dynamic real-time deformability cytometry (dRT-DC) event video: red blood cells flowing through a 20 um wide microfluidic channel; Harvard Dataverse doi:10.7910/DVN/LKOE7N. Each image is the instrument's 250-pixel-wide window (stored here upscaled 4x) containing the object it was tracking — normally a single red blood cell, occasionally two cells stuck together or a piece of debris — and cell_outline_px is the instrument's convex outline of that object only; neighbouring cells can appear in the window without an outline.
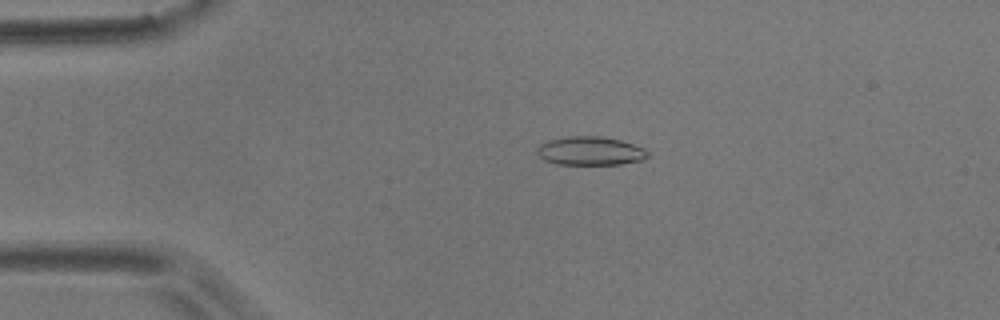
{"species": "common noctule bat (a hibernating species)", "species_latin": "Nyctalus noctula", "temperature_condition": "room temperature", "stored_images_in_passage": 16, "camera_frame_rate_fps": 3000, "um_per_image_px": 0.085, "animal": {"sex": "male", "body_mass_g": 17.9}, "frame": {"image": 1, "passage_image": 7, "time_ms": 2.0, "image_size_px": [1000, 320], "cell_outline_px": [[648, 156], [640, 160], [620, 164], [556, 164], [544, 160], [536, 152], [536, 148], [540, 144], [548, 140], [568, 136], [600, 136], [620, 140], [644, 148], [648, 152]], "centroid_in_image_um": [50.13, 12.82], "position_along_channel_um": 34.9, "area_um2": 18.38}}
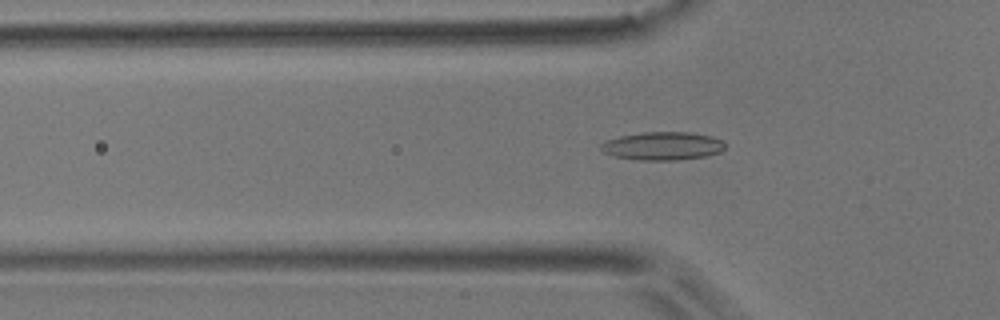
{"frame": {"image": 2, "passage_image": 13, "time_ms": 4.0, "image_size_px": [1000, 320], "cell_outline_px": [[728, 144], [720, 152], [704, 156], [676, 160], [640, 160], [616, 156], [604, 152], [600, 148], [600, 144], [608, 140], [620, 136], [644, 132], [688, 132], [712, 136], [724, 140]], "centroid_in_image_um": [56.38, 12.4], "position_along_channel_um": 69.4, "area_um2": 20.35}}